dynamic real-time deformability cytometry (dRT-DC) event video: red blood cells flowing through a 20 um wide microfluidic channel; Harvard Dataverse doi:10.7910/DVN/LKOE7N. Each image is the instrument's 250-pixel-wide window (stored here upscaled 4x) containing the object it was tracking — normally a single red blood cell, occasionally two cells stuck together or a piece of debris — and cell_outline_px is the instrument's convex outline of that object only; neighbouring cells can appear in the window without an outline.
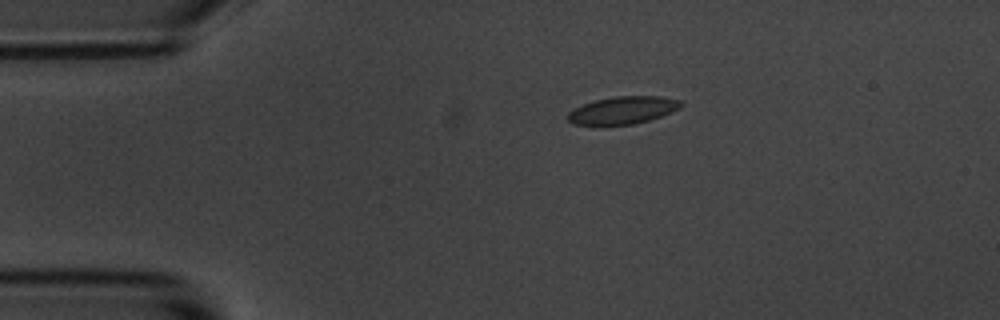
{"species": "common noctule bat (a hibernating species)", "species_latin": "Nyctalus noctula", "temperature_condition": "room temperature", "stored_images_in_passage": 3, "camera_frame_rate_fps": 3000, "um_per_image_px": 0.085, "animal": {"sex": "male", "body_mass_g": 20.1, "forearm_length_mm": 53.5}, "frame": {"image": 1, "passage_image": 2, "time_ms": 1.333, "image_size_px": [1000, 320], "cell_outline_px": [[684, 104], [680, 108], [672, 112], [648, 120], [632, 124], [592, 128], [572, 124], [568, 120], [568, 112], [584, 104], [596, 100], [616, 96], [660, 96], [680, 100]], "centroid_in_image_um": [52.89, 9.41], "position_along_channel_um": 32.1, "area_um2": 18.67}}